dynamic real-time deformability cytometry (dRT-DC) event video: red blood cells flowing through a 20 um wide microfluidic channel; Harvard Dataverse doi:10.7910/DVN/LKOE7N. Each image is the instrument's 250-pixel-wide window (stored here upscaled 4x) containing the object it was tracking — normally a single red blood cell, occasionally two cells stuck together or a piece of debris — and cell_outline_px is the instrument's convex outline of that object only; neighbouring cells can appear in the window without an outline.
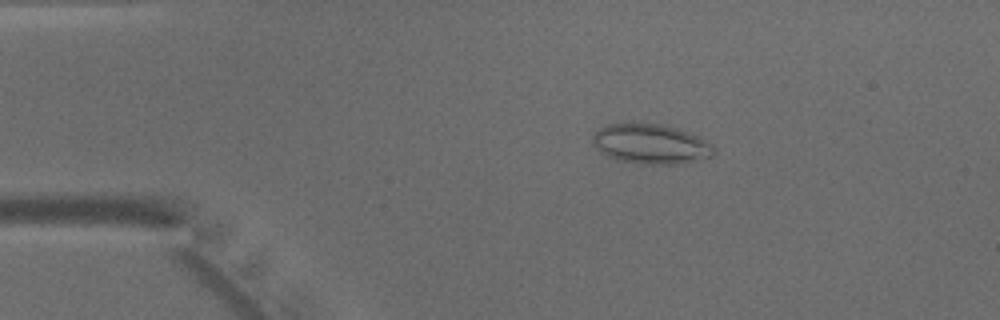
{"species": "common noctule bat (a hibernating species)", "species_latin": "Nyctalus noctula", "temperature_condition": "warm", "stored_images_in_passage": 47, "camera_frame_rate_fps": 3000, "um_per_image_px": 0.085, "animal": {"sex": "male", "body_mass_g": 15.6}, "frame": {"image": 1, "passage_image": 9, "time_ms": 2.667, "image_size_px": [1000, 320], "cell_outline_px": [[716, 148], [712, 156], [680, 164], [640, 164], [616, 160], [600, 152], [592, 144], [592, 136], [600, 128], [608, 124], [664, 124], [688, 132], [712, 144]], "centroid_in_image_um": [55.3, 12.25], "position_along_channel_um": 29.7, "area_um2": 28.03}}
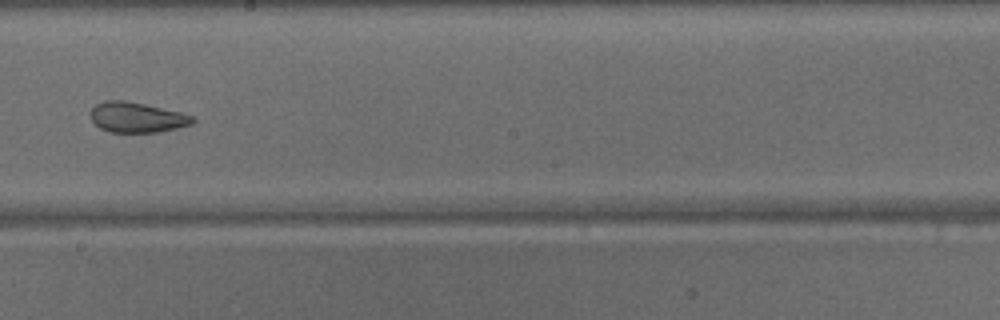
{"frame": {"image": 2, "passage_image": 27, "time_ms": 8.667, "image_size_px": [1000, 320], "cell_outline_px": [[196, 120], [192, 124], [176, 128], [156, 132], [108, 132], [100, 128], [92, 120], [92, 108], [96, 104], [104, 100], [124, 100], [144, 104], [180, 112], [192, 116]], "centroid_in_image_um": [11.63, 9.97], "position_along_channel_um": 236.6, "area_um2": 17.8}}
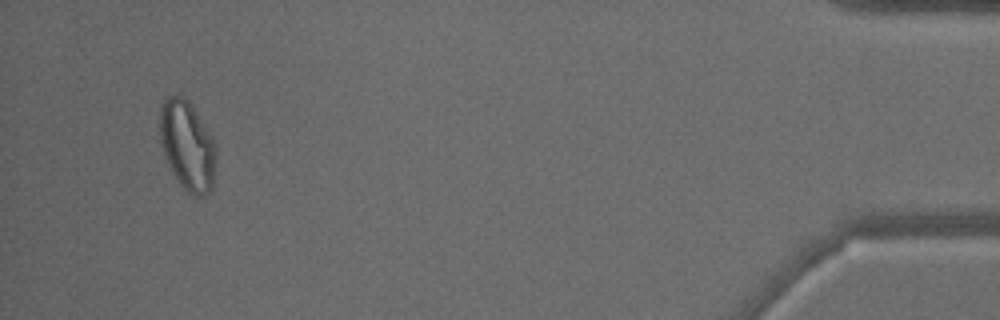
{"frame": {"image": 3, "passage_image": 45, "time_ms": 14.667, "image_size_px": [1000, 320], "cell_outline_px": [[216, 160], [212, 188], [204, 196], [192, 196], [176, 180], [164, 156], [160, 144], [160, 104], [168, 96], [184, 96], [188, 100], [216, 140]], "centroid_in_image_um": [15.93, 12.37], "position_along_channel_um": 419.3, "area_um2": 29.77}}